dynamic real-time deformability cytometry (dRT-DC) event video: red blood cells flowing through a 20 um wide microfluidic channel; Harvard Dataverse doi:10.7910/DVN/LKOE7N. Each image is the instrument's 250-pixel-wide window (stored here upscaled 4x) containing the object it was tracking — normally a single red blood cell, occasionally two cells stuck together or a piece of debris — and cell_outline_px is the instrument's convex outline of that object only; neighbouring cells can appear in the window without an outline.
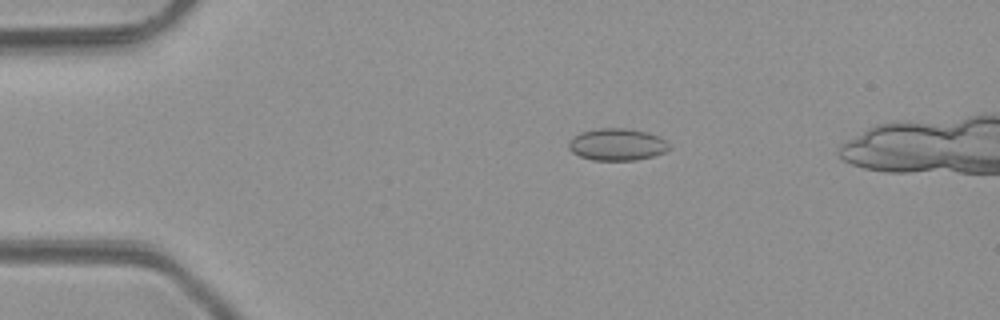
{"species": "common noctule bat (a hibernating species)", "species_latin": "Nyctalus noctula", "temperature_condition": "room temperature", "stored_images_in_passage": 4, "camera_frame_rate_fps": 3000, "um_per_image_px": 0.085, "animal": {"sex": "male", "body_mass_g": 23.1, "forearm_length_mm": 52.7}, "frame": {"image": 1, "passage_image": 3, "time_ms": 2.333, "image_size_px": [1000, 320], "cell_outline_px": [[668, 148], [664, 152], [652, 156], [636, 160], [592, 160], [580, 156], [572, 152], [568, 148], [568, 144], [572, 136], [580, 132], [600, 128], [628, 128], [648, 132], [660, 136], [668, 144]], "centroid_in_image_um": [52.42, 12.27], "position_along_channel_um": 32.6, "area_um2": 18.79}}